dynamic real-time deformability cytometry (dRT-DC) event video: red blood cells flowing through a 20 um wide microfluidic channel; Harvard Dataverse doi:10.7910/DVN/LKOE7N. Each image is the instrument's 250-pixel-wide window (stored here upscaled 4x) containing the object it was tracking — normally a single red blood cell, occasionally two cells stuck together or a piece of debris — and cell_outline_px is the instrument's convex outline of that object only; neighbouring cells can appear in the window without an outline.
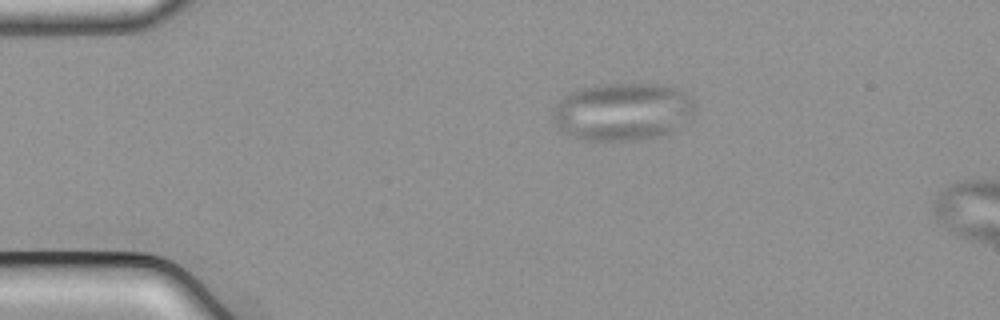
{"species": "common noctule bat (a hibernating species)", "species_latin": "Nyctalus noctula", "temperature_condition": "cold", "stored_images_in_passage": 25, "camera_frame_rate_fps": 3000, "um_per_image_px": 0.085, "animal": {"sex": "male", "body_mass_g": 21.5, "forearm_length_mm": 52.0}, "frame": {"image": 1, "passage_image": 1, "time_ms": 0.0, "image_size_px": [1000, 320], "cell_outline_px": [[696, 108], [692, 116], [668, 132], [656, 136], [636, 140], [584, 140], [572, 136], [564, 132], [552, 120], [552, 112], [556, 104], [568, 92], [584, 88], [604, 84], [660, 84], [672, 88], [688, 96], [696, 104]], "centroid_in_image_um": [52.88, 9.49], "position_along_channel_um": 32.1, "area_um2": 47.22}}
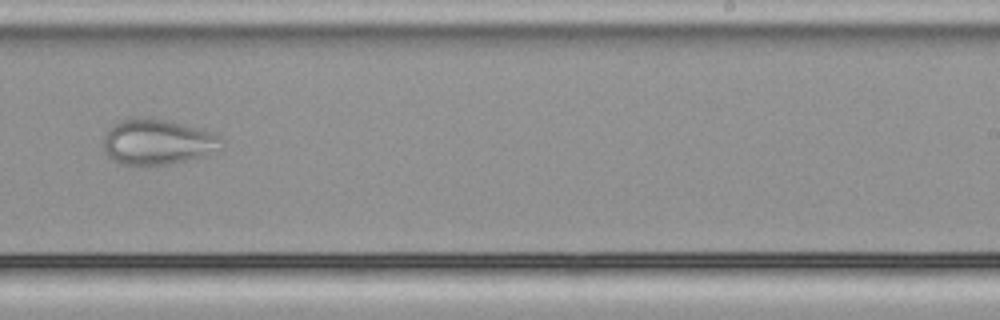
{"frame": {"image": 2, "passage_image": 24, "time_ms": 7.667, "image_size_px": [1000, 320], "cell_outline_px": [[224, 144], [208, 156], [168, 164], [120, 164], [112, 160], [104, 152], [104, 136], [120, 120], [132, 116], [148, 116], [172, 120], [212, 132], [220, 136], [224, 140]], "centroid_in_image_um": [13.43, 12.03], "position_along_channel_um": 275.6, "area_um2": 31.79}}